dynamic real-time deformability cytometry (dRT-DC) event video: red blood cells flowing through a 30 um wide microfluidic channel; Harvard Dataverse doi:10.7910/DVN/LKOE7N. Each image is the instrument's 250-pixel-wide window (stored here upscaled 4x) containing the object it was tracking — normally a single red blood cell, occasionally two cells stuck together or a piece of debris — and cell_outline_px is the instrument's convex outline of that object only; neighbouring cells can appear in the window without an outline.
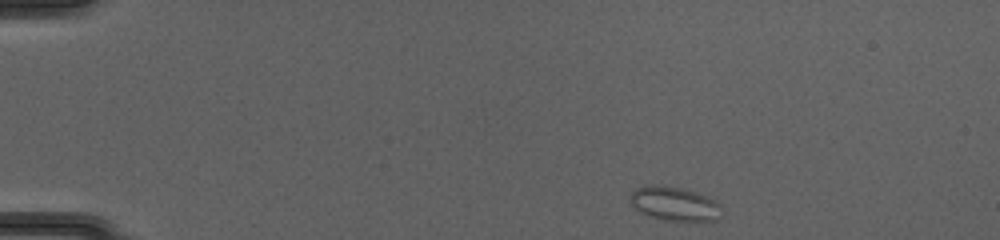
{"species": "common noctule bat (a hibernating species)", "species_latin": "Nyctalus noctula", "temperature_condition": "cold", "stored_images_in_passage": 43, "camera_frame_rate_fps": 3000, "um_per_image_px": 0.085, "animal": {"sex": "female", "body_mass_g": 20.0, "forearm_length_mm": 54.0}, "frame": {"image": 1, "passage_image": 1, "time_ms": 0.0, "image_size_px": [1000, 240], "cell_outline_px": [[720, 216], [716, 220], [664, 220], [648, 216], [640, 212], [628, 200], [632, 192], [636, 188], [644, 184], [656, 184], [680, 188], [696, 192], [708, 196], [720, 204]], "centroid_in_image_um": [57.28, 17.3], "position_along_channel_um": 27.7, "area_um2": 18.15}}
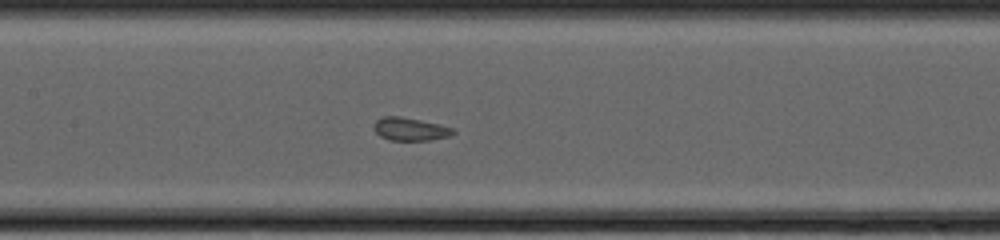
{"frame": {"image": 2, "passage_image": 18, "time_ms": 5.667, "image_size_px": [1000, 240], "cell_outline_px": [[456, 132], [448, 136], [432, 140], [388, 140], [380, 136], [372, 128], [372, 124], [376, 120], [384, 116], [400, 116], [440, 124], [452, 128]], "centroid_in_image_um": [34.82, 10.97], "position_along_channel_um": 172.6, "area_um2": 10.69}}
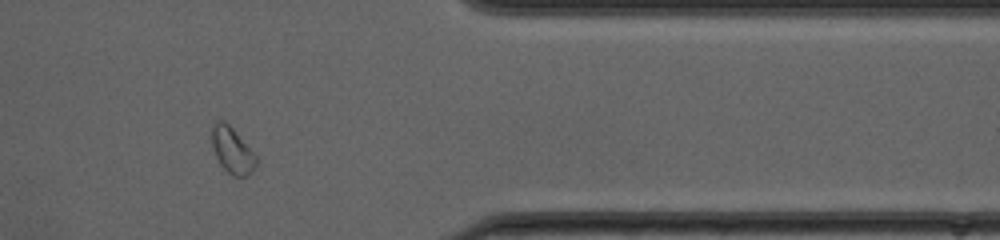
{"frame": {"image": 3, "passage_image": 35, "time_ms": 11.333, "image_size_px": [1000, 240], "cell_outline_px": [[260, 160], [256, 168], [244, 176], [232, 176], [220, 164], [216, 156], [212, 144], [212, 124], [216, 120], [224, 120], [232, 128]], "centroid_in_image_um": [19.75, 12.78], "position_along_channel_um": 391.6, "area_um2": 11.85}}